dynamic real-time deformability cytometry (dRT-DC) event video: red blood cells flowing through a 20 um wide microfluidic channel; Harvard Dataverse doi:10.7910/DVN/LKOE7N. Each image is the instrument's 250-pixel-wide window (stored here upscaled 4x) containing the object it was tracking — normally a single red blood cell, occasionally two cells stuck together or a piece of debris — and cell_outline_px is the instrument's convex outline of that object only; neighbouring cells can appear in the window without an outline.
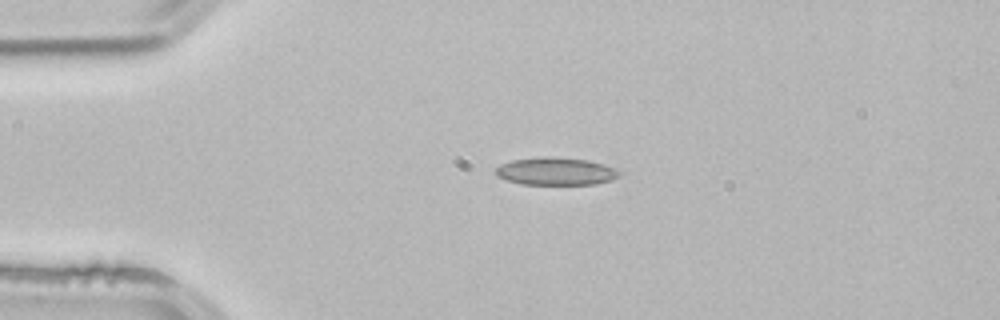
{"species": "common noctule bat (a hibernating species)", "species_latin": "Nyctalus noctula", "temperature_condition": "room temperature", "stored_images_in_passage": 2, "camera_frame_rate_fps": 3000, "um_per_image_px": 0.085, "animal": {"sex": "male", "body_mass_g": 21.5, "forearm_length_mm": 52.0}, "frame": {"image": 1, "passage_image": 1, "time_ms": 0.0, "image_size_px": [1000, 320], "cell_outline_px": [[624, 172], [620, 176], [612, 180], [596, 184], [520, 184], [496, 176], [492, 172], [500, 164], [512, 160], [544, 156], [588, 160], [604, 164], [616, 168]], "centroid_in_image_um": [47.26, 14.56], "position_along_channel_um": 37.7, "area_um2": 20.17}}